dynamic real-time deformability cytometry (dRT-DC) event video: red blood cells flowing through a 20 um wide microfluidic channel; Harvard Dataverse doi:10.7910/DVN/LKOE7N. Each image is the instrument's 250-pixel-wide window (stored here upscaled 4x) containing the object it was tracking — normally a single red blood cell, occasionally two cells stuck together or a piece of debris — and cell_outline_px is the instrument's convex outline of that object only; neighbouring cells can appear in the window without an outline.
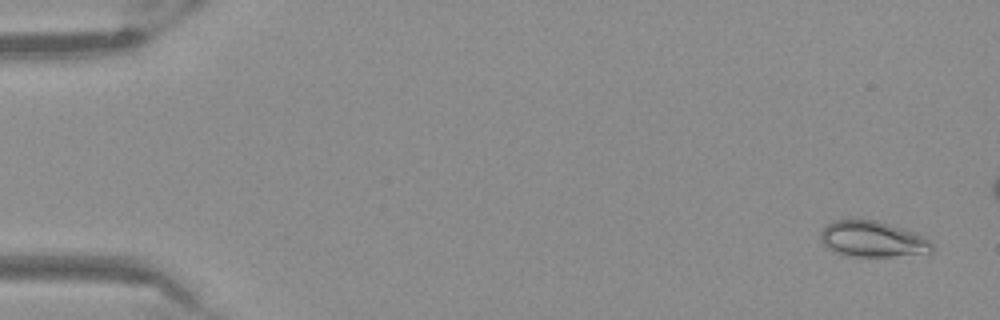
{"species": "Egyptian fruit bat (a non-hibernating species)", "species_latin": "Rousettus aegyptiacus", "temperature_condition": "warm", "stored_images_in_passage": 18, "camera_frame_rate_fps": 3000, "um_per_image_px": 0.085, "frame": {"image": 1, "passage_image": 3, "time_ms": 0.667, "image_size_px": [1000, 320], "cell_outline_px": [[932, 252], [892, 256], [852, 256], [832, 252], [820, 240], [820, 232], [824, 224], [836, 220], [876, 220], [916, 232], [924, 236], [932, 244]], "centroid_in_image_um": [74.13, 20.31], "position_along_channel_um": 10.9, "area_um2": 23.29}}